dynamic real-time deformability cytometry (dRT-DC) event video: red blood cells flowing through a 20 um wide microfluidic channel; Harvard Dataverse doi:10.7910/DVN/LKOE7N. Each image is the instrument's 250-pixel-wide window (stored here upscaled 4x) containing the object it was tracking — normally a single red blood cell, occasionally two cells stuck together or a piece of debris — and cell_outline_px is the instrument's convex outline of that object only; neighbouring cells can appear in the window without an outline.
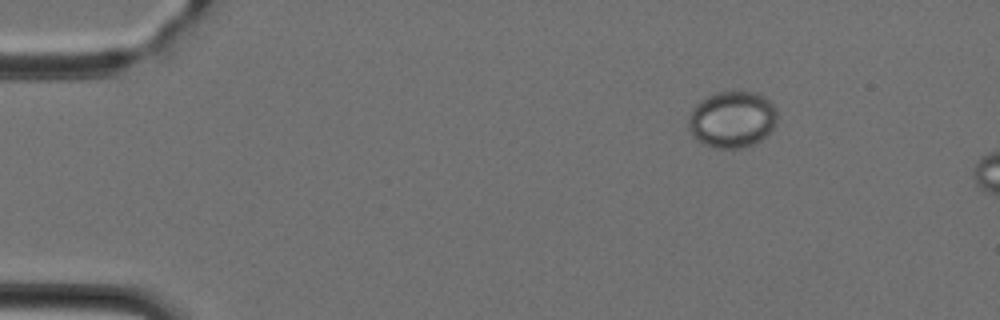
{"species": "Egyptian fruit bat (a non-hibernating species)", "species_latin": "Rousettus aegyptiacus", "temperature_condition": "cold", "stored_images_in_passage": 13, "camera_frame_rate_fps": 3000, "um_per_image_px": 0.085, "animal": {"sex": "female"}, "frame": {"image": 1, "passage_image": 8, "time_ms": 2.333, "image_size_px": [1000, 320], "cell_outline_px": [[776, 124], [768, 136], [752, 144], [740, 148], [716, 148], [704, 144], [696, 140], [688, 128], [688, 116], [692, 108], [700, 100], [716, 92], [756, 92], [764, 96], [776, 108]], "centroid_in_image_um": [62.22, 10.15], "position_along_channel_um": 22.8, "area_um2": 29.42}}